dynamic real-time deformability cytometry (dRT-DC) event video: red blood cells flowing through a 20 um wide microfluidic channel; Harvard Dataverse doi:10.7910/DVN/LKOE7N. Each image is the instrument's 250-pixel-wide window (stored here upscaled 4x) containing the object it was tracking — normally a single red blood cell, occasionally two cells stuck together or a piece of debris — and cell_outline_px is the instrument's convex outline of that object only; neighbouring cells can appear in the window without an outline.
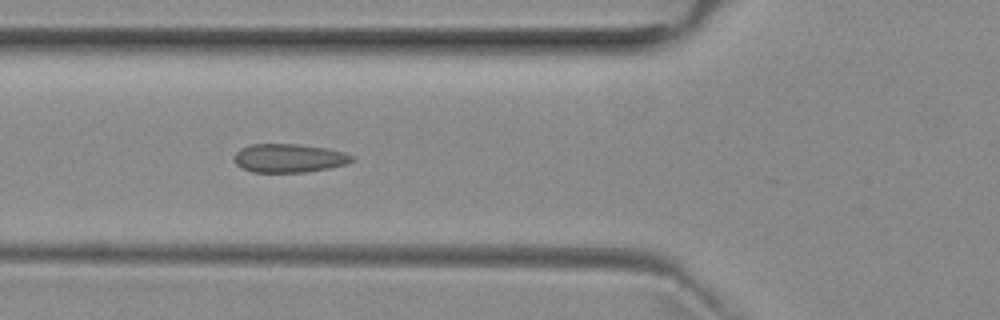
{"species": "common noctule bat (a hibernating species)", "species_latin": "Nyctalus noctula", "temperature_condition": "room temperature", "stored_images_in_passage": 22, "camera_frame_rate_fps": 3000, "um_per_image_px": 0.085, "animal": {"sex": "female", "body_mass_g": 29.2, "forearm_length_mm": 56.3}, "frame": {"image": 1, "passage_image": 18, "time_ms": 5.667, "image_size_px": [1000, 320], "cell_outline_px": [[356, 160], [348, 164], [328, 168], [304, 172], [252, 172], [240, 168], [236, 164], [236, 152], [240, 148], [252, 144], [300, 144], [328, 148], [344, 152], [352, 156]], "centroid_in_image_um": [24.59, 13.44], "position_along_channel_um": 101.2, "area_um2": 19.71}}
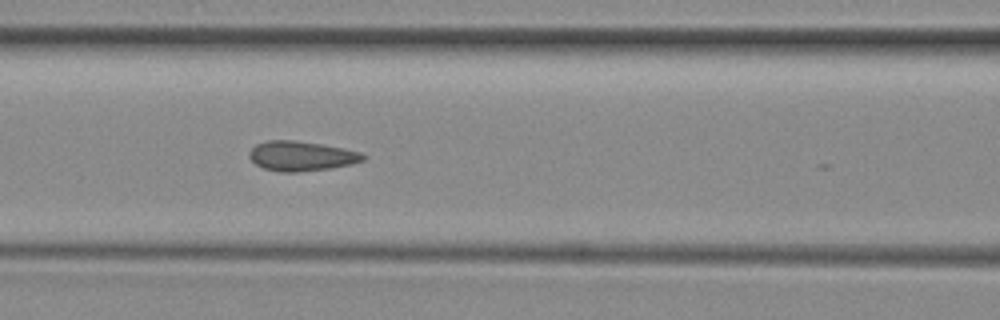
{"frame": {"image": 2, "passage_image": 21, "time_ms": 6.667, "image_size_px": [1000, 320], "cell_outline_px": [[368, 156], [364, 160], [352, 164], [332, 168], [300, 172], [280, 172], [264, 168], [256, 164], [248, 156], [248, 152], [256, 144], [268, 140], [296, 140], [344, 148], [360, 152]], "centroid_in_image_um": [25.63, 13.26], "position_along_channel_um": 141.0, "area_um2": 19.88}}